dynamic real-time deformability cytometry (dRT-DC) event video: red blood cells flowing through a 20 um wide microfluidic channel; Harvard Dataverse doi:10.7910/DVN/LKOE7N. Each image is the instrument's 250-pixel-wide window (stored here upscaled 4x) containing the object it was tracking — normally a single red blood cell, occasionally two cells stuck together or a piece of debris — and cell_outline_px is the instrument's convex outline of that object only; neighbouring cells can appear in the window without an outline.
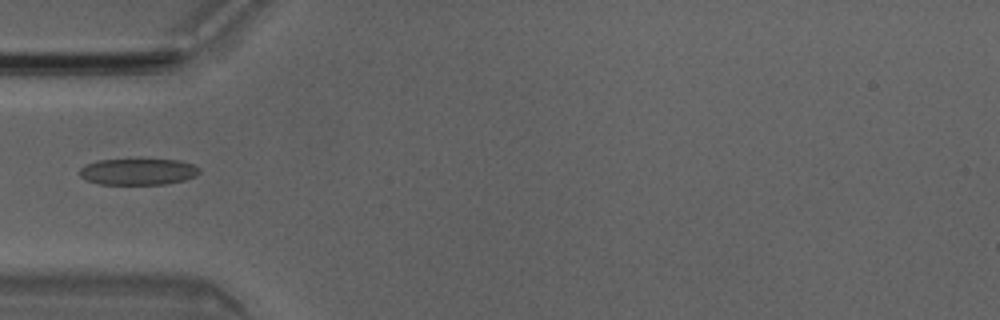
{"species": "Egyptian fruit bat (a non-hibernating species)", "species_latin": "Rousettus aegyptiacus", "temperature_condition": "room temperature", "stored_images_in_passage": 5, "camera_frame_rate_fps": 3000, "um_per_image_px": 0.085, "animal": {"sex": "male"}, "frame": {"image": 1, "passage_image": 5, "time_ms": 1.333, "image_size_px": [1000, 320], "cell_outline_px": [[200, 172], [196, 176], [184, 180], [164, 184], [100, 184], [84, 180], [80, 176], [80, 168], [84, 164], [96, 160], [180, 160], [192, 164], [200, 168]], "centroid_in_image_um": [11.71, 14.6], "position_along_channel_um": 73.3, "area_um2": 18.44}}